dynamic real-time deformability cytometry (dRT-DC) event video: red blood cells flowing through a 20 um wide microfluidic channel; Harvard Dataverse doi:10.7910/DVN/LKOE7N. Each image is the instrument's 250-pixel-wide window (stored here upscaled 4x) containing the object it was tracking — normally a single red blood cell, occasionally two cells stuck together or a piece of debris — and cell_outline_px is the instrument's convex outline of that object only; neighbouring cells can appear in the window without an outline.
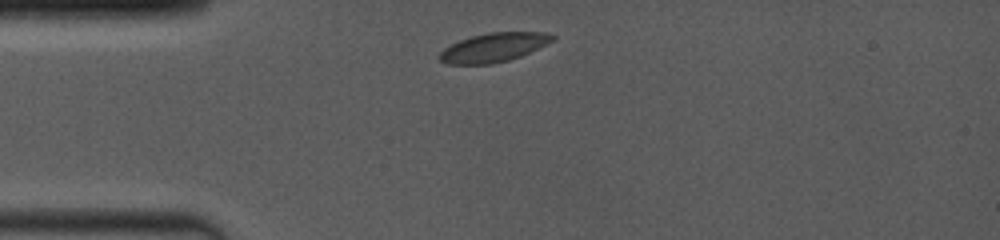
{"species": "common noctule bat (a hibernating species)", "species_latin": "Nyctalus noctula", "temperature_condition": "room temperature", "stored_images_in_passage": 2, "camera_frame_rate_fps": 4000, "um_per_image_px": 0.085, "animal": {"sex": "female", "body_mass_g": 19.0, "forearm_length_mm": 53.3}, "frame": {"image": 1, "passage_image": 1, "time_ms": 0.0, "image_size_px": [1000, 240], "cell_outline_px": [[556, 40], [548, 44], [520, 56], [508, 60], [492, 64], [448, 64], [440, 60], [436, 56], [444, 48], [460, 40], [472, 36], [488, 32], [548, 32], [556, 36]], "centroid_in_image_um": [41.99, 4.02], "position_along_channel_um": 43.0, "area_um2": 19.19}}